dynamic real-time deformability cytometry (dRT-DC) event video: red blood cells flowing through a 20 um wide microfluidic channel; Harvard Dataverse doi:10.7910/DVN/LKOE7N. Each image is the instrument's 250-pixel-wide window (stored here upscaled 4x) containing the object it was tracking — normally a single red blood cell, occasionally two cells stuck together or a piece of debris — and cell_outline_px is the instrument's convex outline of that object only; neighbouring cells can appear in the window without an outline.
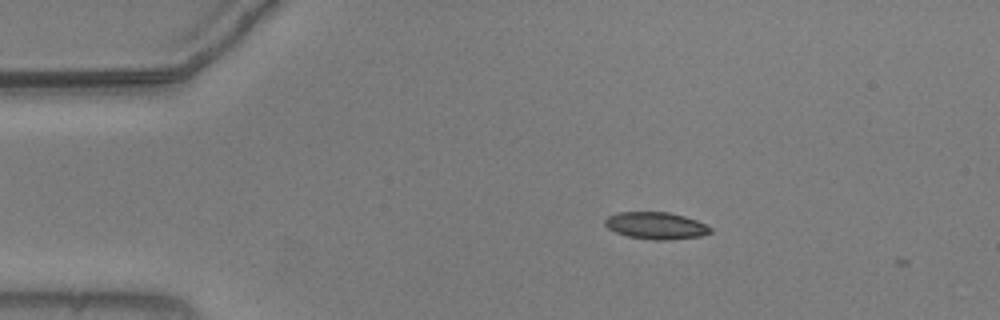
{"species": "common noctule bat (a hibernating species)", "species_latin": "Nyctalus noctula", "temperature_condition": "warm", "stored_images_in_passage": 3, "camera_frame_rate_fps": 3000, "um_per_image_px": 0.085, "animal": {"sex": "male", "body_mass_g": 20.5, "forearm_length_mm": 52.5}, "frame": {"image": 1, "passage_image": 1, "time_ms": 0.0, "image_size_px": [1000, 320], "cell_outline_px": [[712, 232], [700, 236], [664, 240], [656, 240], [628, 236], [616, 232], [608, 228], [604, 224], [604, 220], [608, 216], [616, 212], [668, 212], [684, 216], [696, 220], [712, 228]], "centroid_in_image_um": [55.73, 19.17], "position_along_channel_um": 29.3, "area_um2": 16.47}}